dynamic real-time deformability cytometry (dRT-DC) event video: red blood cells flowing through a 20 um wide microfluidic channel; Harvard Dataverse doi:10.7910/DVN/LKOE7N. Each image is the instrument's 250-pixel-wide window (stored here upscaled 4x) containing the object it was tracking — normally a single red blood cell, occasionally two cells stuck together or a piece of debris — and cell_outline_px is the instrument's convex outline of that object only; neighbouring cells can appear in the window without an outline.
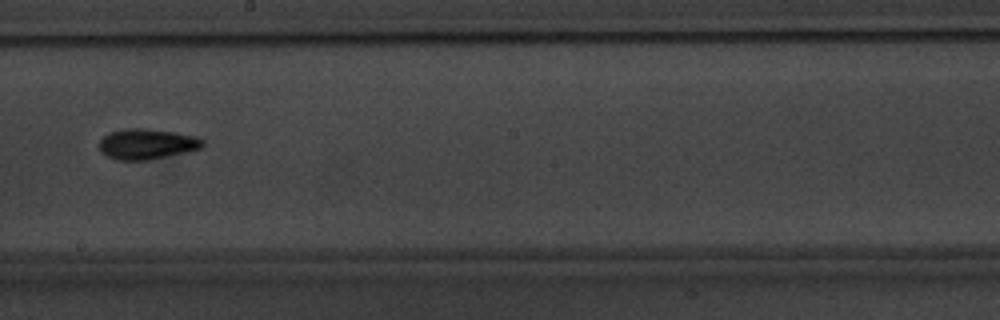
{"species": "common noctule bat (a hibernating species)", "species_latin": "Nyctalus noctula", "temperature_condition": "warm", "stored_images_in_passage": 9, "camera_frame_rate_fps": 3000, "um_per_image_px": 0.085, "animal": {"sex": "male", "body_mass_g": 20.1, "forearm_length_mm": 53.5}, "frame": {"image": 1, "passage_image": 9, "time_ms": 10.667, "image_size_px": [1000, 320], "cell_outline_px": [[204, 148], [188, 152], [148, 160], [116, 160], [100, 152], [96, 144], [108, 132], [128, 128], [144, 128], [172, 132], [196, 136], [204, 140]], "centroid_in_image_um": [12.47, 12.25], "position_along_channel_um": 235.7, "area_um2": 18.67}}